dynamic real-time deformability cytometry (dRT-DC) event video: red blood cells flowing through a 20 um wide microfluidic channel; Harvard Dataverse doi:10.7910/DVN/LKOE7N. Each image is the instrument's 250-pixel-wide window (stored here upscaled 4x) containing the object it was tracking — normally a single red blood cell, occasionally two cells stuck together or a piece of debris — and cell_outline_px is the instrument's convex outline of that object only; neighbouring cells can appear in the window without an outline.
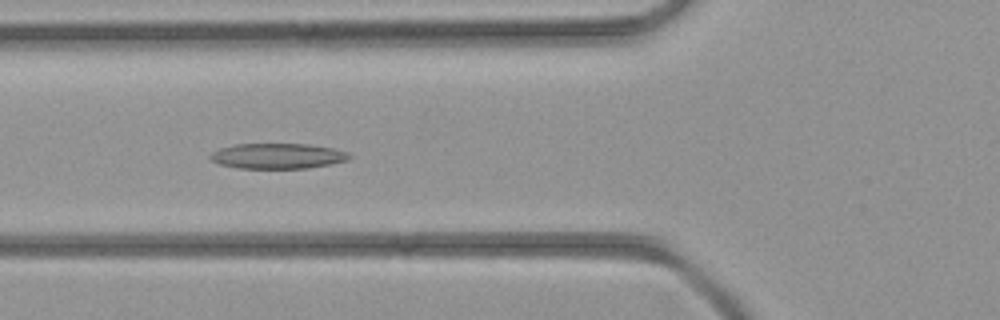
{"species": "common noctule bat (a hibernating species)", "species_latin": "Nyctalus noctula", "temperature_condition": "room temperature", "stored_images_in_passage": 42, "segment_of_instrument_passage": [1, 2], "camera_frame_rate_fps": 3000, "um_per_image_px": 0.085, "animal": {"sex": "female", "body_mass_g": 21.9}, "frame": {"image": 1, "passage_image": 14, "time_ms": 4.333, "image_size_px": [1000, 320], "cell_outline_px": [[352, 156], [348, 160], [332, 164], [308, 168], [240, 168], [220, 164], [212, 160], [208, 156], [212, 152], [220, 148], [236, 144], [308, 144], [332, 148], [348, 152]], "centroid_in_image_um": [23.63, 13.26], "position_along_channel_um": 102.2, "area_um2": 20.52}}
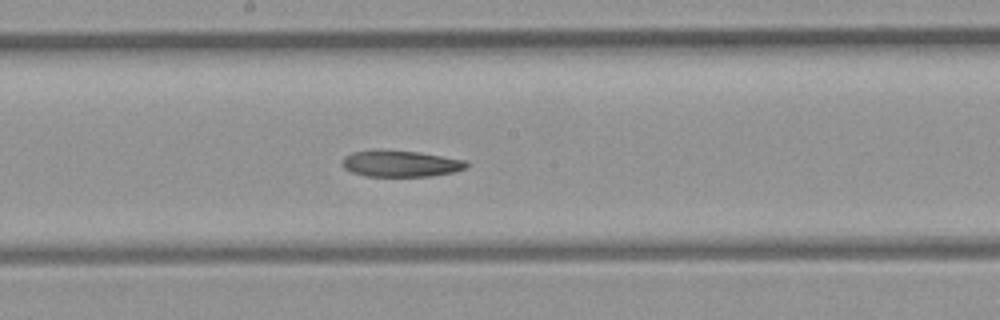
{"frame": {"image": 2, "passage_image": 21, "time_ms": 6.667, "image_size_px": [1000, 320], "cell_outline_px": [[468, 164], [464, 168], [452, 172], [428, 176], [364, 176], [352, 172], [344, 168], [344, 156], [352, 152], [372, 148], [376, 148], [416, 152], [464, 160]], "centroid_in_image_um": [33.96, 13.89], "position_along_channel_um": 214.2, "area_um2": 19.02}}
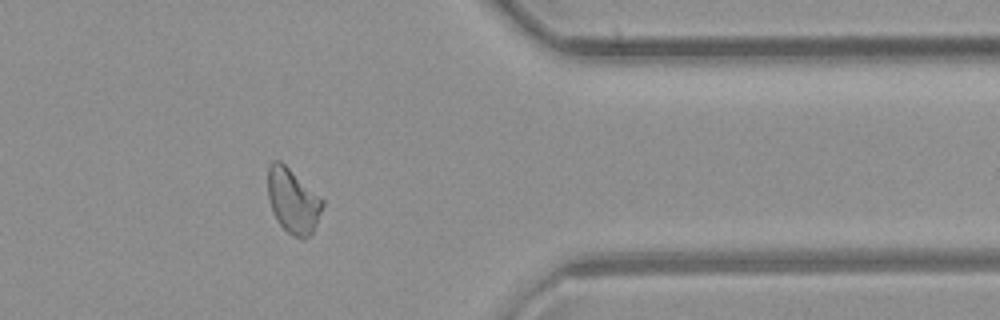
{"frame": {"image": 3, "passage_image": 33, "time_ms": 10.667, "image_size_px": [1000, 320], "cell_outline_px": [[324, 204], [316, 224], [312, 232], [304, 240], [300, 240], [292, 236], [276, 220], [272, 212], [268, 200], [268, 164], [272, 160], [280, 160], [324, 200]], "centroid_in_image_um": [24.88, 17.08], "position_along_channel_um": 386.5, "area_um2": 20.69}}